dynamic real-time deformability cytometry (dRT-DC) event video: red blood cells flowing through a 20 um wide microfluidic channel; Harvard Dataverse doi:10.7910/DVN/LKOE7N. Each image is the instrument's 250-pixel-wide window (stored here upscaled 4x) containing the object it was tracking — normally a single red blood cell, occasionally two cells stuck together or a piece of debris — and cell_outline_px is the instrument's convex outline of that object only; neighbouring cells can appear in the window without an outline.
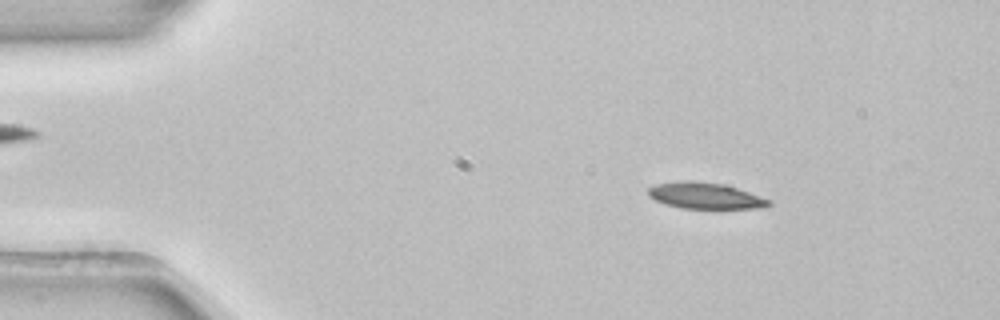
{"species": "common noctule bat (a hibernating species)", "species_latin": "Nyctalus noctula", "temperature_condition": "room temperature", "stored_images_in_passage": 52, "camera_frame_rate_fps": 3000, "um_per_image_px": 0.085, "animal": {"sex": "female", "body_mass_g": 22.7, "forearm_length_mm": 54.2}, "frame": {"image": 1, "passage_image": 8, "time_ms": 2.333, "image_size_px": [1000, 320], "cell_outline_px": [[772, 204], [764, 208], [680, 208], [656, 200], [648, 196], [648, 188], [656, 184], [680, 180], [692, 180], [724, 184], [772, 200]], "centroid_in_image_um": [59.95, 16.62], "position_along_channel_um": 25.1, "area_um2": 18.38}}
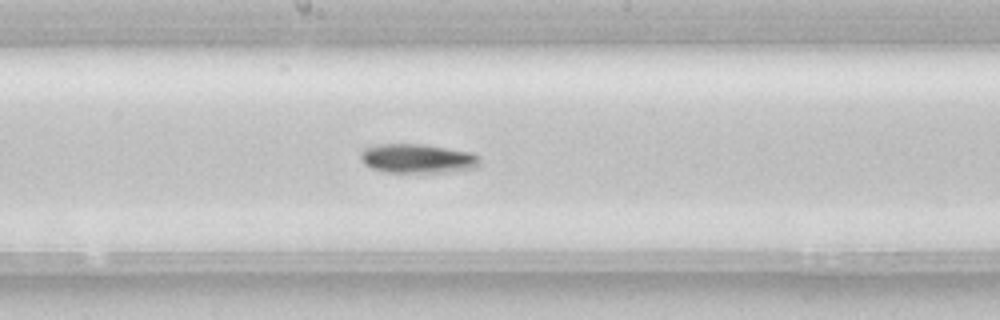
{"frame": {"image": 2, "passage_image": 28, "time_ms": 9.0, "image_size_px": [1000, 320], "cell_outline_px": [[480, 164], [476, 168], [444, 172], [384, 172], [372, 168], [364, 164], [360, 160], [360, 152], [364, 148], [376, 144], [424, 144], [472, 152], [480, 156]], "centroid_in_image_um": [35.49, 13.47], "position_along_channel_um": 212.7, "area_um2": 20.52}}
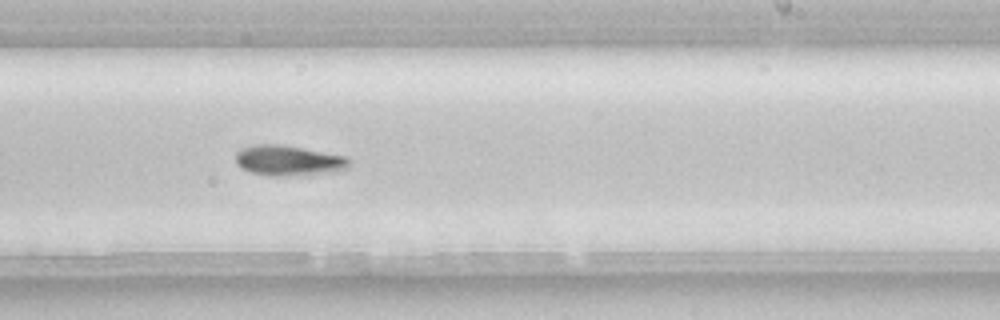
{"frame": {"image": 3, "passage_image": 32, "time_ms": 10.333, "image_size_px": [1000, 320], "cell_outline_px": [[348, 168], [336, 172], [308, 176], [272, 176], [248, 172], [240, 168], [236, 164], [236, 152], [240, 148], [252, 144], [280, 144], [348, 156]], "centroid_in_image_um": [24.51, 13.66], "position_along_channel_um": 264.5, "area_um2": 20.69}, "authors_computed_cell_mechanics": {"area_um2": 19.074, "velocity_mm_per_s": 3.9086, "shape_relaxation_time_tau1_ms": 4.9293, "shape_relaxation_time_tau2_ms": null, "deformation_change_tau1": 0.1443, "deformation_change_tau2": null}}